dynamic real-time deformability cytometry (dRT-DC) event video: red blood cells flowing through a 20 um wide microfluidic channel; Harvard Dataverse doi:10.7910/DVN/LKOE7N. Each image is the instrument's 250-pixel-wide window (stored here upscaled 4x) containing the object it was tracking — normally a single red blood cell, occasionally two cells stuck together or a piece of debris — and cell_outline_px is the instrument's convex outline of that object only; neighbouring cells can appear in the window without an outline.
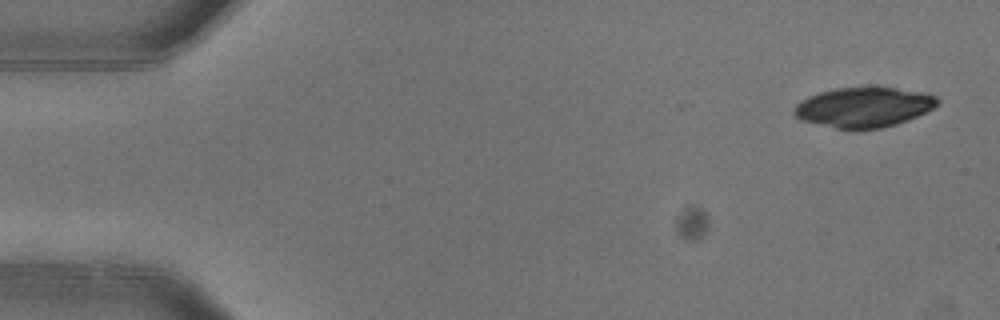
{"species": "common noctule bat (a hibernating species)", "species_latin": "Nyctalus noctula", "temperature_condition": "warm", "stored_images_in_passage": 4, "camera_frame_rate_fps": 3000, "um_per_image_px": 0.085, "animal": {"sex": "female"}, "frame": {"image": 1, "passage_image": 1, "time_ms": 0.0, "image_size_px": [1000, 320], "cell_outline_px": [[940, 100], [932, 108], [916, 116], [896, 124], [880, 128], [856, 132], [836, 128], [800, 120], [792, 112], [792, 108], [800, 100], [808, 96], [820, 92], [836, 88], [896, 88], [928, 92], [936, 96]], "centroid_in_image_um": [73.38, 9.14], "position_along_channel_um": 11.6, "area_um2": 33.7}}